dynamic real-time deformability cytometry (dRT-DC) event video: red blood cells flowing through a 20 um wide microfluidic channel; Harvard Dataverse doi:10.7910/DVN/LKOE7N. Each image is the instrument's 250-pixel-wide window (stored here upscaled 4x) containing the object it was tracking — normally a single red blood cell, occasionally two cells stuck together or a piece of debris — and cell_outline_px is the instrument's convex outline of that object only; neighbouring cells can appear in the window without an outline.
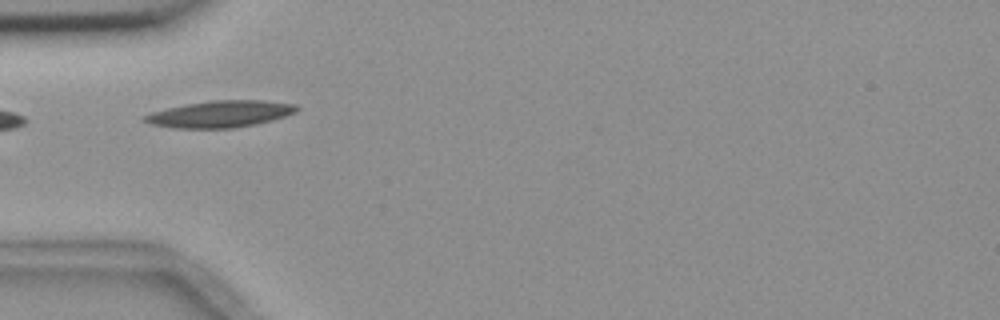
{"species": "common noctule bat (a hibernating species)", "species_latin": "Nyctalus noctula", "temperature_condition": "room temperature", "stored_images_in_passage": 7, "camera_frame_rate_fps": 3000, "um_per_image_px": 0.085, "animal": {"sex": "female", "body_mass_g": 18.4}, "frame": {"image": 1, "passage_image": 2, "time_ms": 1.333, "image_size_px": [1000, 320], "cell_outline_px": [[300, 108], [296, 112], [272, 120], [256, 124], [232, 128], [172, 128], [148, 124], [140, 120], [144, 116], [152, 112], [168, 108], [188, 104], [212, 100], [264, 100], [296, 104]], "centroid_in_image_um": [18.71, 9.69], "position_along_channel_um": 66.3, "area_um2": 23.7}}
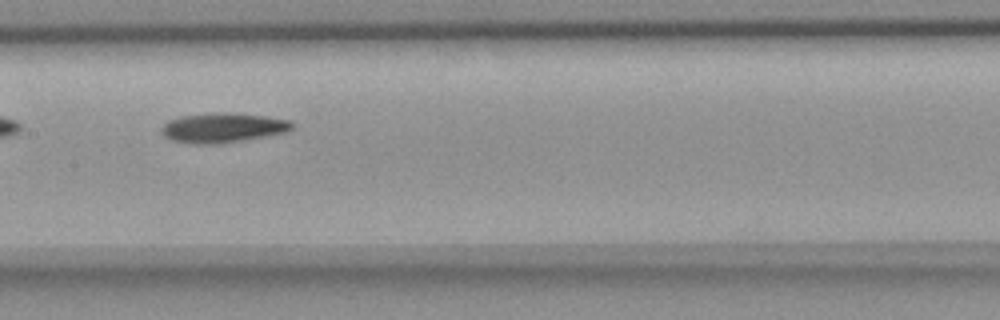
{"frame": {"image": 2, "passage_image": 5, "time_ms": 4.667, "image_size_px": [1000, 320], "cell_outline_px": [[292, 128], [284, 132], [264, 136], [216, 144], [196, 144], [172, 140], [164, 136], [160, 132], [160, 128], [168, 120], [180, 116], [220, 112], [236, 112], [264, 116], [288, 120], [292, 124]], "centroid_in_image_um": [18.87, 10.84], "position_along_channel_um": 188.5, "area_um2": 22.37}}
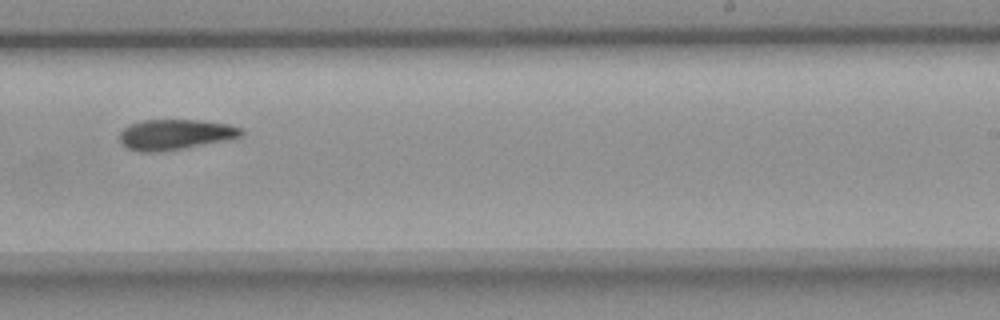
{"frame": {"image": 3, "passage_image": 7, "time_ms": 7.0, "image_size_px": [1000, 320], "cell_outline_px": [[244, 136], [184, 148], [160, 152], [144, 152], [128, 148], [120, 140], [120, 132], [128, 124], [144, 120], [200, 120], [228, 124], [244, 128]], "centroid_in_image_um": [14.92, 11.42], "position_along_channel_um": 274.1, "area_um2": 21.5}}